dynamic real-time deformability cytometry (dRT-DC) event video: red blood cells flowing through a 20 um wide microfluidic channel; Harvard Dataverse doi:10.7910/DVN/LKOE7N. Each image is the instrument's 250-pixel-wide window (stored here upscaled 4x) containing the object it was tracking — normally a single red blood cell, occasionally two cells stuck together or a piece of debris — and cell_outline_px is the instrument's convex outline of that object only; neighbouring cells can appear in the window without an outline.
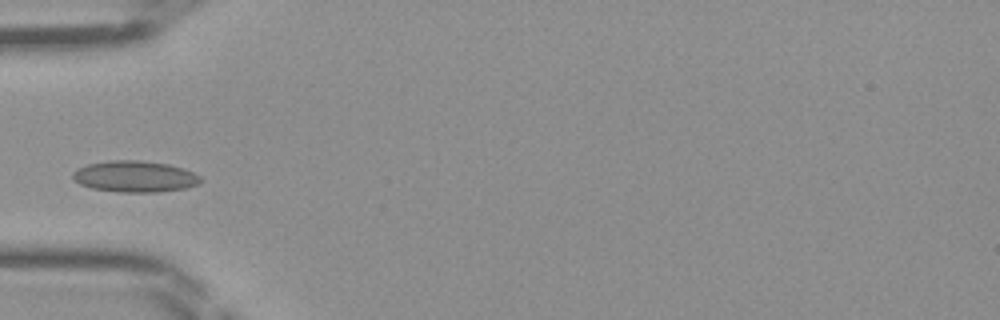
{"species": "Egyptian fruit bat (a non-hibernating species)", "species_latin": "Rousettus aegyptiacus", "temperature_condition": "room temperature", "stored_images_in_passage": 32, "camera_frame_rate_fps": 3000, "um_per_image_px": 0.085, "frame": {"image": 1, "passage_image": 1, "time_ms": 0.0, "image_size_px": [1000, 320], "cell_outline_px": [[200, 184], [188, 188], [160, 192], [120, 192], [92, 188], [80, 184], [72, 176], [72, 172], [76, 168], [88, 164], [112, 160], [140, 160], [168, 164], [184, 168], [200, 176]], "centroid_in_image_um": [11.48, 15.0], "position_along_channel_um": 73.5, "area_um2": 23.41}}
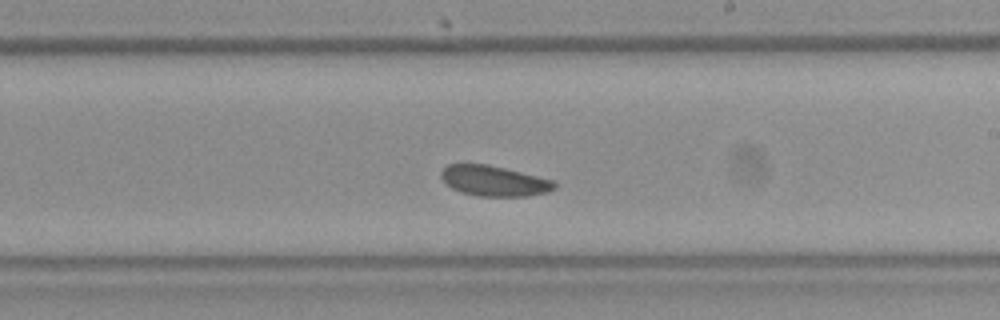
{"frame": {"image": 2, "passage_image": 13, "time_ms": 4.0, "image_size_px": [1000, 320], "cell_outline_px": [[556, 188], [548, 192], [528, 196], [476, 196], [460, 192], [452, 188], [440, 176], [440, 172], [448, 164], [488, 164], [556, 180]], "centroid_in_image_um": [42.03, 15.38], "position_along_channel_um": 247.0, "area_um2": 20.23}}
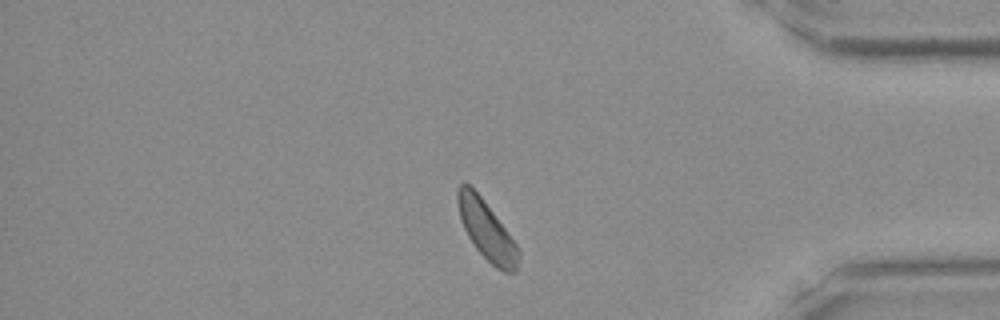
{"frame": {"image": 3, "passage_image": 25, "time_ms": 8.0, "image_size_px": [1000, 320], "cell_outline_px": [[520, 260], [516, 272], [504, 272], [496, 268], [476, 248], [468, 236], [464, 228], [460, 216], [456, 200], [456, 192], [460, 184], [464, 180], [480, 196], [516, 244], [520, 252]], "centroid_in_image_um": [41.35, 19.59], "position_along_channel_um": 393.8, "area_um2": 20.46}}